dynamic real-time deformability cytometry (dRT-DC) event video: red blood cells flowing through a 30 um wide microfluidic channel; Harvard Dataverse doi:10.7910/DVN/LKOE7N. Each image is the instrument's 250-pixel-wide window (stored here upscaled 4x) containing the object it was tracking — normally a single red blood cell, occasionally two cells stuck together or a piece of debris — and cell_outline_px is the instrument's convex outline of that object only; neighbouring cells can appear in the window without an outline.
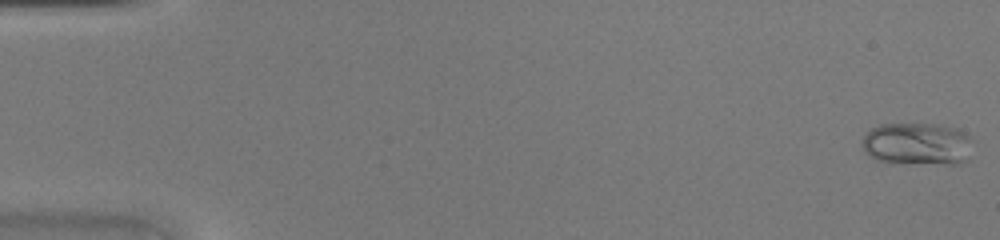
{"species": "common noctule bat (a hibernating species)", "species_latin": "Nyctalus noctula", "temperature_condition": "warm", "stored_images_in_passage": 46, "camera_frame_rate_fps": 3000, "um_per_image_px": 0.085, "animal": {"sex": "female", "body_mass_g": 20.0, "forearm_length_mm": 54.0}, "frame": {"image": 1, "passage_image": 1, "time_ms": 0.0, "image_size_px": [1000, 240], "cell_outline_px": [[972, 140], [968, 160], [956, 164], [892, 164], [876, 160], [864, 152], [864, 136], [872, 128], [880, 124], [936, 124], [956, 128], [964, 132]], "centroid_in_image_um": [77.98, 12.26], "position_along_channel_um": 7.0, "area_um2": 27.8}}
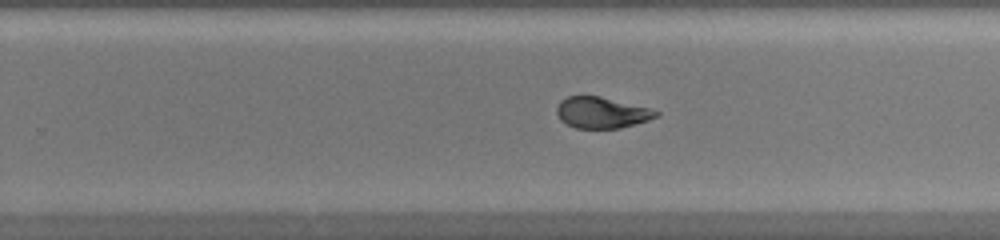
{"frame": {"image": 2, "passage_image": 30, "time_ms": 9.667, "image_size_px": [1000, 240], "cell_outline_px": [[660, 116], [648, 120], [620, 128], [576, 128], [560, 120], [556, 112], [556, 108], [560, 100], [568, 96], [600, 96], [648, 108], [660, 112]], "centroid_in_image_um": [51.12, 9.57], "position_along_channel_um": 278.7, "area_um2": 17.92}}
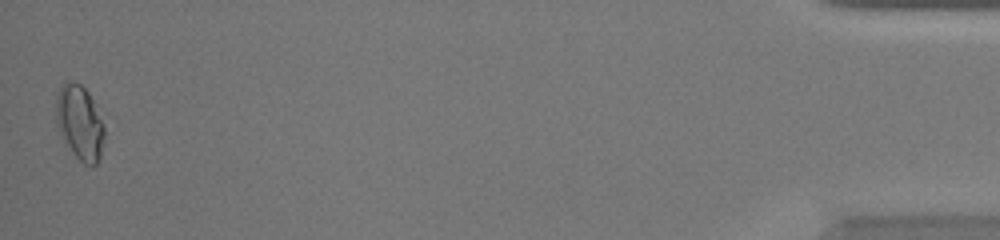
{"frame": {"image": 3, "passage_image": 46, "time_ms": 15.0, "image_size_px": [1000, 240], "cell_outline_px": [[104, 136], [100, 160], [92, 168], [84, 164], [72, 152], [56, 124], [56, 92], [60, 84], [68, 80], [80, 84], [88, 92], [92, 100], [104, 128]], "centroid_in_image_um": [6.76, 10.42], "position_along_channel_um": 428.4, "area_um2": 20.87}}